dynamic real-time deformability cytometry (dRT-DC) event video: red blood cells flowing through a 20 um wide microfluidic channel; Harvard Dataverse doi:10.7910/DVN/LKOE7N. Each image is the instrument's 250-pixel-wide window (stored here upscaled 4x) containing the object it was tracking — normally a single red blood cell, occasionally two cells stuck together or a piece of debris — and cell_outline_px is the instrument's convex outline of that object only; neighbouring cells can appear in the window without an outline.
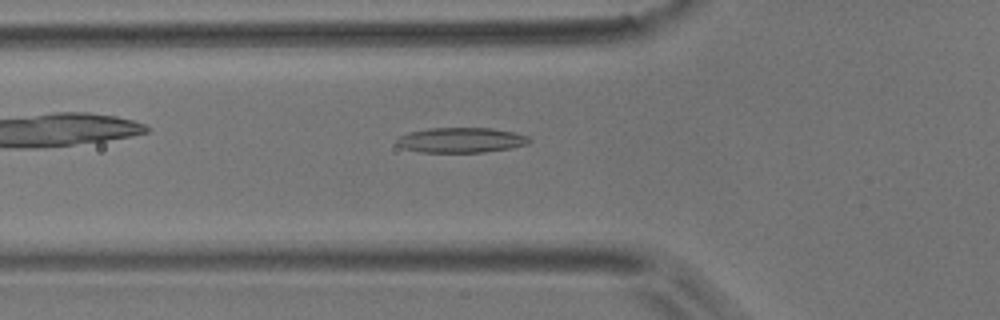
{"species": "common noctule bat (a hibernating species)", "species_latin": "Nyctalus noctula", "temperature_condition": "room temperature", "stored_images_in_passage": 37, "camera_frame_rate_fps": 3000, "um_per_image_px": 0.085, "animal": {"sex": "male", "body_mass_g": 17.9}, "frame": {"image": 1, "passage_image": 2, "time_ms": 0.333, "image_size_px": [1000, 320], "cell_outline_px": [[532, 140], [528, 144], [512, 148], [484, 152], [420, 152], [404, 148], [396, 144], [396, 140], [400, 136], [408, 132], [428, 128], [492, 128], [516, 132], [528, 136]], "centroid_in_image_um": [39.22, 11.9], "position_along_channel_um": 86.6, "area_um2": 19.54}}
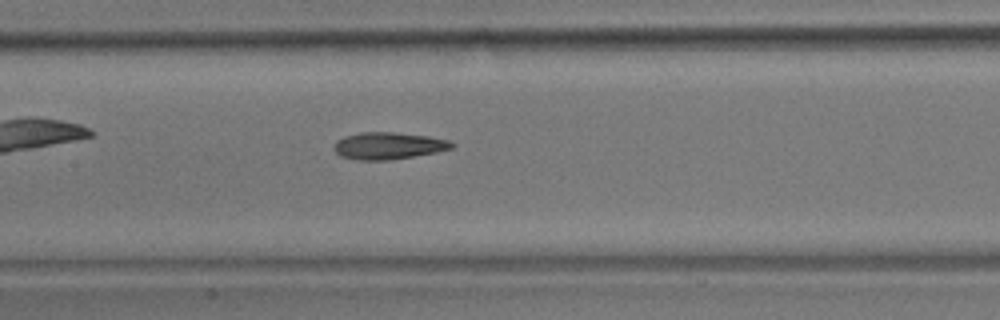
{"frame": {"image": 2, "passage_image": 9, "time_ms": 2.667, "image_size_px": [1000, 320], "cell_outline_px": [[456, 144], [452, 148], [436, 152], [392, 160], [356, 160], [340, 156], [332, 148], [336, 140], [344, 136], [360, 132], [396, 132], [428, 136], [448, 140]], "centroid_in_image_um": [32.98, 12.39], "position_along_channel_um": 174.4, "area_um2": 18.73}}
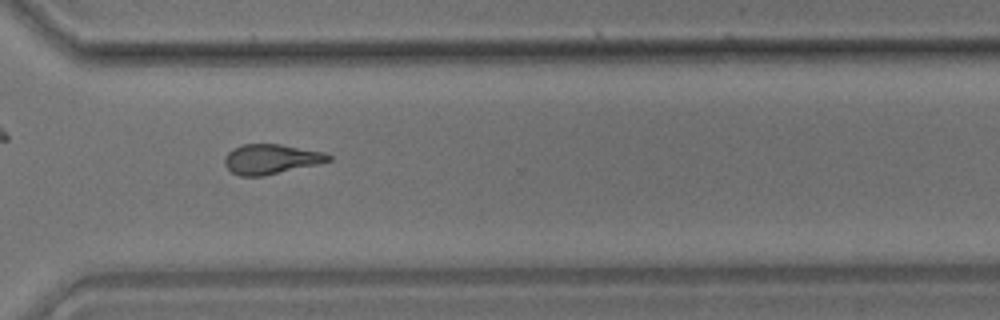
{"frame": {"image": 3, "passage_image": 23, "time_ms": 7.333, "image_size_px": [1000, 320], "cell_outline_px": [[332, 160], [316, 164], [264, 176], [240, 176], [232, 172], [224, 164], [224, 156], [232, 148], [244, 144], [280, 144], [324, 152], [332, 156]], "centroid_in_image_um": [23.01, 13.52], "position_along_channel_um": 347.6, "area_um2": 18.03}}